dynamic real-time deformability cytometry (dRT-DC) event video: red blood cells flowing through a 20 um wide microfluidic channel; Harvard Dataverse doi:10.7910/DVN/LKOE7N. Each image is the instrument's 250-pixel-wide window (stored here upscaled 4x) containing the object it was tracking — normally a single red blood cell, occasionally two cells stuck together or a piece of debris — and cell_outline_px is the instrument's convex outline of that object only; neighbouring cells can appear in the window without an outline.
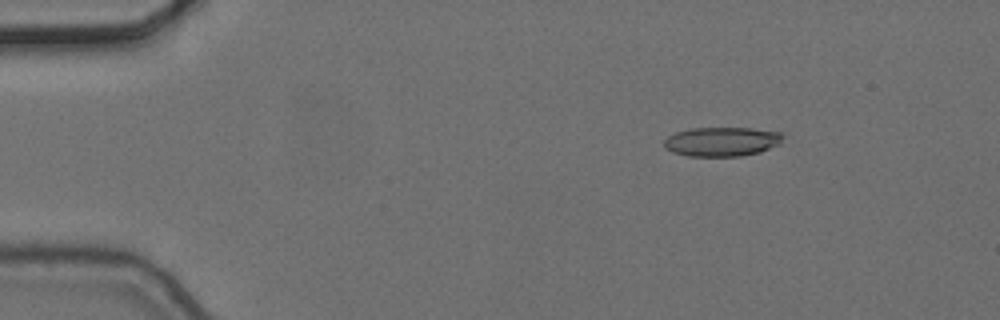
{"species": "common noctule bat (a hibernating species)", "species_latin": "Nyctalus noctula", "temperature_condition": "cold", "stored_images_in_passage": 5, "camera_frame_rate_fps": 3000, "um_per_image_px": 0.085, "animal": {"sex": "female", "body_mass_g": 24.6, "forearm_length_mm": 56.2}, "frame": {"image": 1, "passage_image": 1, "time_ms": 0.0, "image_size_px": [1000, 320], "cell_outline_px": [[784, 136], [780, 144], [760, 152], [740, 156], [688, 156], [672, 152], [664, 148], [664, 140], [668, 136], [676, 132], [692, 128], [752, 128], [784, 132]], "centroid_in_image_um": [61.38, 12.03], "position_along_channel_um": 23.6, "area_um2": 20.46}}
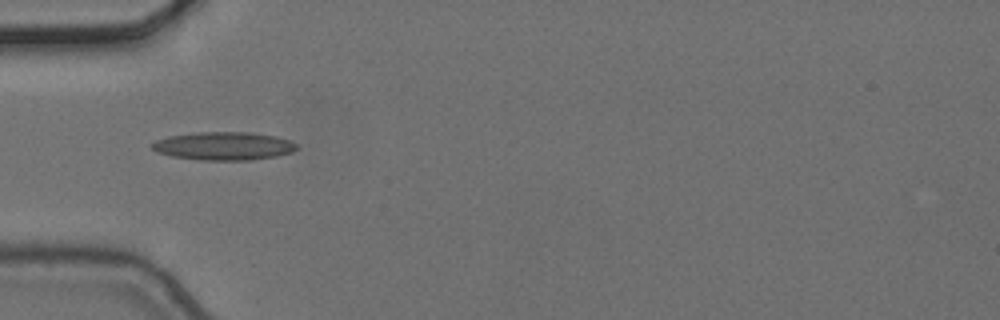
{"frame": {"image": 2, "passage_image": 4, "time_ms": 1.0, "image_size_px": [1000, 320], "cell_outline_px": [[296, 148], [292, 152], [276, 156], [252, 160], [200, 160], [172, 156], [156, 152], [152, 148], [152, 144], [156, 140], [168, 136], [200, 132], [252, 132], [276, 136], [288, 140], [296, 144]], "centroid_in_image_um": [19.01, 12.41], "position_along_channel_um": 66.0, "area_um2": 23.7}}
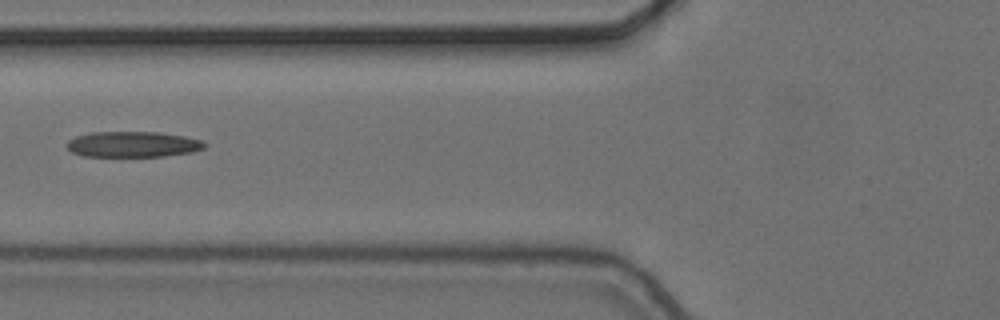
{"frame": {"image": 3, "passage_image": 5, "time_ms": 1.333, "image_size_px": [1000, 320], "cell_outline_px": [[208, 144], [204, 148], [192, 152], [164, 156], [80, 156], [72, 152], [68, 148], [68, 140], [76, 136], [92, 132], [160, 132], [184, 136], [204, 140]], "centroid_in_image_um": [11.33, 12.26], "position_along_channel_um": 114.5, "area_um2": 20.69}}